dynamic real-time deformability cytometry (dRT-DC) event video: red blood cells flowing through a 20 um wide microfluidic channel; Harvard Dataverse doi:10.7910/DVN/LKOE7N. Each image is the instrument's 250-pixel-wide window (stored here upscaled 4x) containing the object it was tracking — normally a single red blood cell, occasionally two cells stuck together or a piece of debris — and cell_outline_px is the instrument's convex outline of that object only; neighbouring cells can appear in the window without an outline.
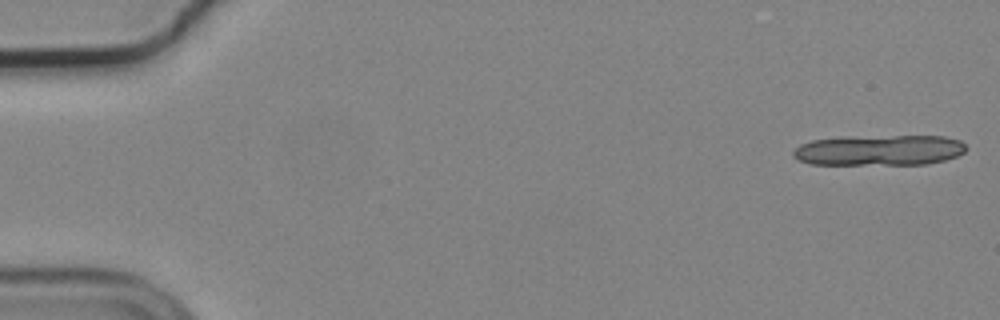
{"species": "common noctule bat (a hibernating species)", "species_latin": "Nyctalus noctula", "temperature_condition": "cold", "stored_images_in_passage": 17, "camera_frame_rate_fps": 3000, "um_per_image_px": 0.085, "animal": {"sex": "male", "body_mass_g": 19.2, "forearm_length_mm": 51.8}, "frame": {"image": 1, "passage_image": 1, "time_ms": 0.0, "image_size_px": [1000, 320], "cell_outline_px": [[968, 148], [964, 152], [956, 156], [944, 160], [928, 164], [808, 164], [796, 160], [792, 156], [792, 152], [800, 144], [812, 140], [844, 136], [944, 136], [960, 140]], "centroid_in_image_um": [74.7, 12.76], "position_along_channel_um": 10.3, "area_um2": 31.15}}